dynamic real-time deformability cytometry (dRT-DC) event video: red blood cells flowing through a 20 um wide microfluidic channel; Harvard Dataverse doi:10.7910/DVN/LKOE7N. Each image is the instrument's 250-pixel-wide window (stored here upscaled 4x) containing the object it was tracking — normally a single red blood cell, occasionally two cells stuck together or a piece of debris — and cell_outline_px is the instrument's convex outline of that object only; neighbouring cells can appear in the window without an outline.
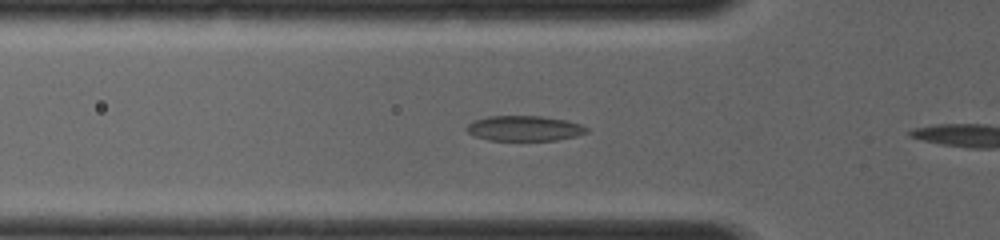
{"species": "common noctule bat (a hibernating species)", "species_latin": "Nyctalus noctula", "temperature_condition": "room temperature", "stored_images_in_passage": 10, "camera_frame_rate_fps": 4000, "um_per_image_px": 0.085, "animal": {"sex": "female", "body_mass_g": 19.0, "forearm_length_mm": 56.7}, "frame": {"image": 1, "passage_image": 9, "time_ms": 2.0, "image_size_px": [1000, 240], "cell_outline_px": [[588, 132], [576, 136], [556, 140], [488, 140], [476, 136], [468, 132], [464, 128], [472, 120], [488, 116], [540, 116], [568, 120], [580, 124], [588, 128]], "centroid_in_image_um": [44.56, 10.9], "position_along_channel_um": 81.2, "area_um2": 17.69}}